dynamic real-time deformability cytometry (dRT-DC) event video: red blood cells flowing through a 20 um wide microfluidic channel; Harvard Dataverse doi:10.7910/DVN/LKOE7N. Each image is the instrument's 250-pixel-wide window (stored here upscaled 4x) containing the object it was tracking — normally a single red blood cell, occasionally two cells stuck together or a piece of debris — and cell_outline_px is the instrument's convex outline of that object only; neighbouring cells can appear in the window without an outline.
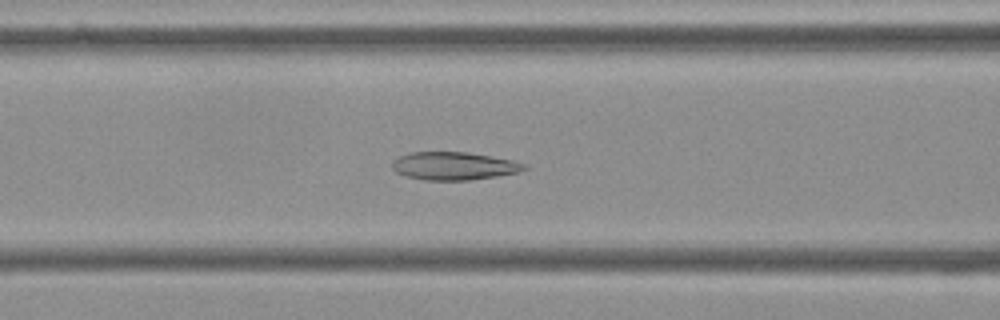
{"species": "Egyptian fruit bat (a non-hibernating species)", "species_latin": "Rousettus aegyptiacus", "temperature_condition": "cold", "stored_images_in_passage": 56, "camera_frame_rate_fps": 3000, "um_per_image_px": 0.085, "frame": {"image": 1, "passage_image": 23, "time_ms": 7.333, "image_size_px": [1000, 320], "cell_outline_px": [[528, 168], [520, 172], [496, 176], [468, 180], [424, 180], [404, 176], [396, 172], [392, 168], [392, 160], [400, 156], [412, 152], [468, 152], [492, 156], [512, 160], [524, 164]], "centroid_in_image_um": [38.56, 14.1], "position_along_channel_um": 128.0, "area_um2": 21.56}}
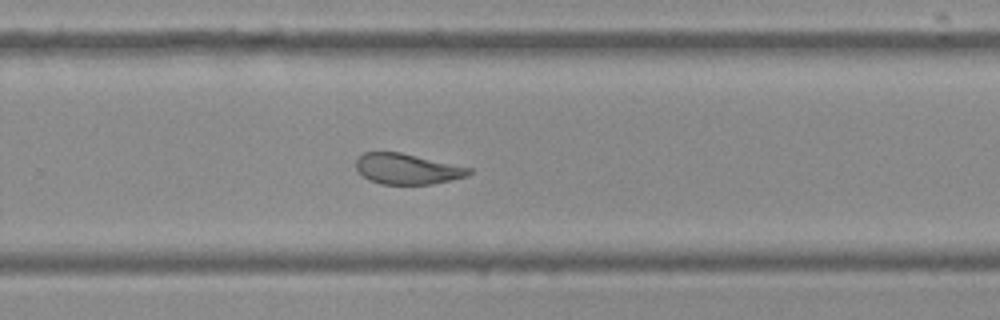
{"frame": {"image": 2, "passage_image": 37, "time_ms": 12.0, "image_size_px": [1000, 320], "cell_outline_px": [[472, 172], [468, 176], [432, 184], [380, 184], [368, 180], [356, 168], [356, 160], [364, 152], [400, 152], [472, 168]], "centroid_in_image_um": [34.62, 14.36], "position_along_channel_um": 295.2, "area_um2": 20.06}}
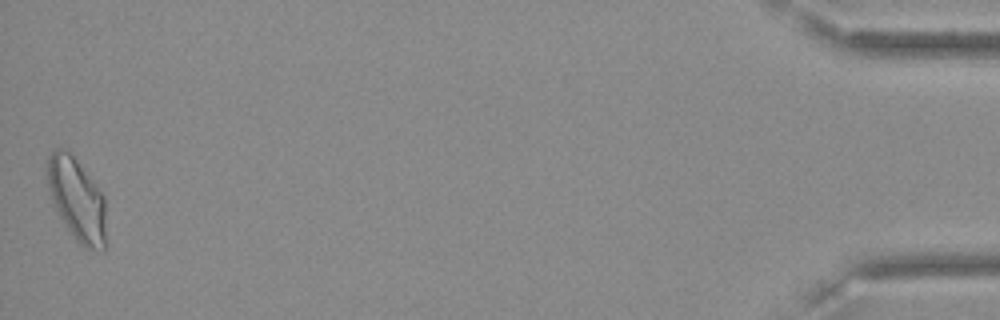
{"frame": {"image": 3, "passage_image": 56, "time_ms": 18.333, "image_size_px": [1000, 320], "cell_outline_px": [[104, 252], [80, 248], [64, 224], [52, 200], [48, 188], [48, 156], [56, 148], [60, 148], [68, 152], [76, 160], [104, 196]], "centroid_in_image_um": [6.53, 17.03], "position_along_channel_um": 428.7, "area_um2": 27.86}, "authors_computed_cell_mechanics": {"area_um2": 23.3512, "velocity_mm_per_s": 3.5881, "shape_relaxation_time_tau1_ms": null, "shape_relaxation_time_tau2_ms": 1.8499, "deformation_change_tau1": null, "deformation_change_tau2": 0.092}}